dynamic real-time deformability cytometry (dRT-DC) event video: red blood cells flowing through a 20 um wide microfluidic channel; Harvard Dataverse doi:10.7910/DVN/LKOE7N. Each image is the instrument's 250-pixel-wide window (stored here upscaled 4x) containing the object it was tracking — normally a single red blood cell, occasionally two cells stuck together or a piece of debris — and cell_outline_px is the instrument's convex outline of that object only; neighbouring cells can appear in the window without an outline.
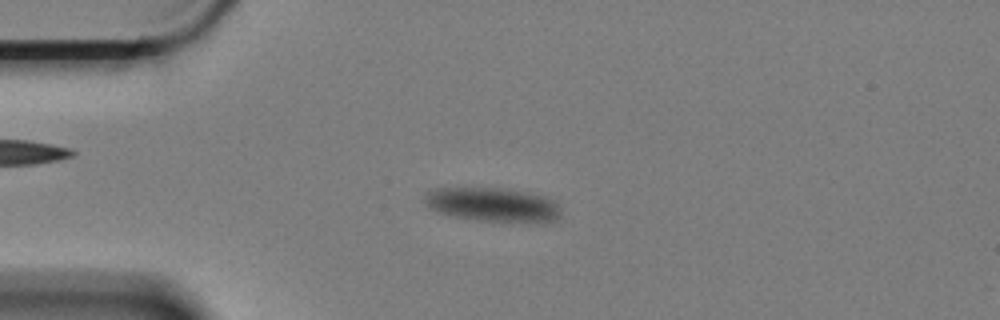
{"species": "Egyptian fruit bat (a non-hibernating species)", "species_latin": "Rousettus aegyptiacus", "temperature_condition": "cold", "stored_images_in_passage": 52, "camera_frame_rate_fps": 3000, "um_per_image_px": 0.085, "animal": {"sex": "female"}, "frame": {"image": 1, "passage_image": 11, "time_ms": 3.333, "image_size_px": [1000, 320], "cell_outline_px": [[560, 216], [556, 220], [480, 220], [456, 216], [440, 212], [432, 208], [424, 200], [424, 196], [428, 188], [480, 184], [508, 188], [548, 196], [556, 200], [560, 208]], "centroid_in_image_um": [41.82, 17.27], "position_along_channel_um": 43.2, "area_um2": 27.69}}
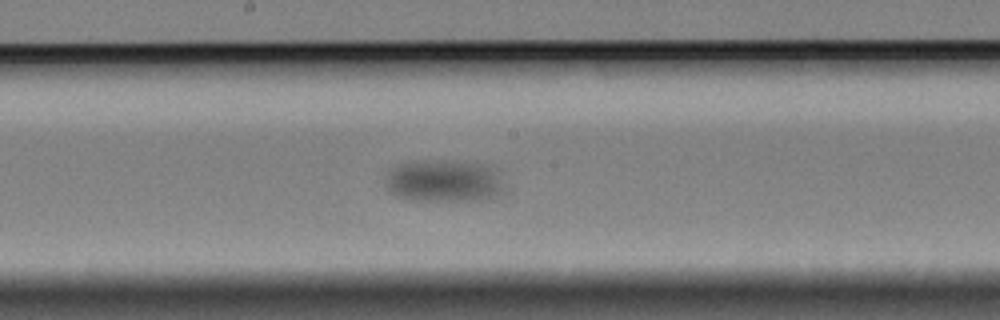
{"frame": {"image": 2, "passage_image": 30, "time_ms": 9.667, "image_size_px": [1000, 320], "cell_outline_px": [[504, 188], [500, 192], [484, 200], [408, 200], [396, 196], [388, 192], [388, 172], [396, 164], [420, 160], [484, 164], [496, 176]], "centroid_in_image_um": [37.62, 15.4], "position_along_channel_um": 210.6, "area_um2": 28.38}}
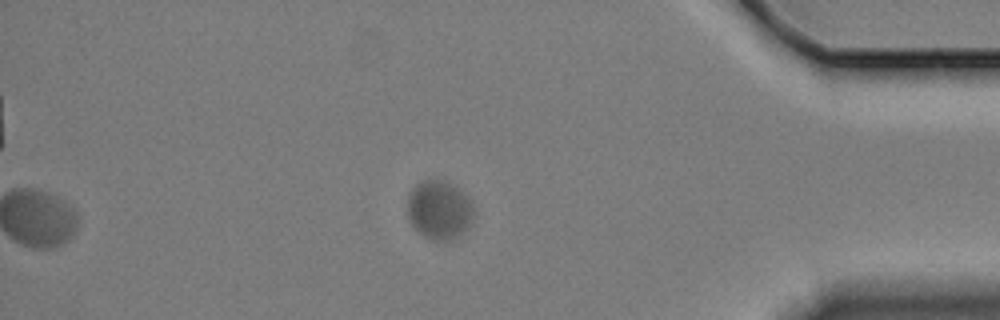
{"frame": {"image": 3, "passage_image": 52, "time_ms": 17.0, "image_size_px": [1000, 320], "cell_outline_px": [[476, 212], [472, 224], [468, 228], [452, 240], [444, 244], [432, 240], [424, 236], [408, 220], [408, 192], [416, 184], [424, 180], [440, 180], [456, 188], [472, 204]], "centroid_in_image_um": [37.34, 17.9], "position_along_channel_um": 397.9, "area_um2": 22.83}, "authors_computed_cell_mechanics": {"area_um2": 27.6573, "velocity_mm_per_s": 3.0099, "shape_relaxation_time_tau1_ms": 3.4957, "shape_relaxation_time_tau2_ms": null, "deformation_change_tau1": 0.1048, "deformation_change_tau2": null}}